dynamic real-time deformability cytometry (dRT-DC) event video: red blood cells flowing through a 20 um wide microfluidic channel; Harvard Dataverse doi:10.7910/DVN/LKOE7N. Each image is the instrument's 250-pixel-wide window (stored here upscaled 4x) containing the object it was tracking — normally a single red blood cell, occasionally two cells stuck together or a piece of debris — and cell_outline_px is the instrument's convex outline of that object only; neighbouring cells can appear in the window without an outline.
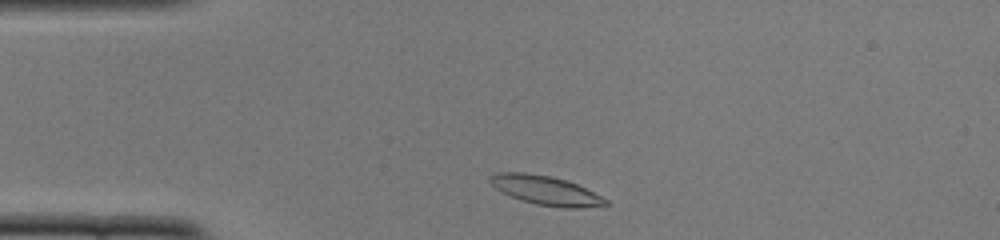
{"species": "common noctule bat (a hibernating species)", "species_latin": "Nyctalus noctula", "temperature_condition": "cold", "stored_images_in_passage": 42, "camera_frame_rate_fps": 3000, "um_per_image_px": 0.085, "animal": {"sex": "female", "body_mass_g": 22.0, "forearm_length_mm": 56.7}, "frame": {"image": 1, "passage_image": 2, "time_ms": 0.333, "image_size_px": [1000, 240], "cell_outline_px": [[612, 204], [580, 208], [564, 208], [536, 204], [520, 200], [496, 188], [488, 180], [488, 176], [496, 172], [524, 172], [552, 176], [568, 180], [608, 200]], "centroid_in_image_um": [46.38, 16.17], "position_along_channel_um": 38.6, "area_um2": 19.59}}
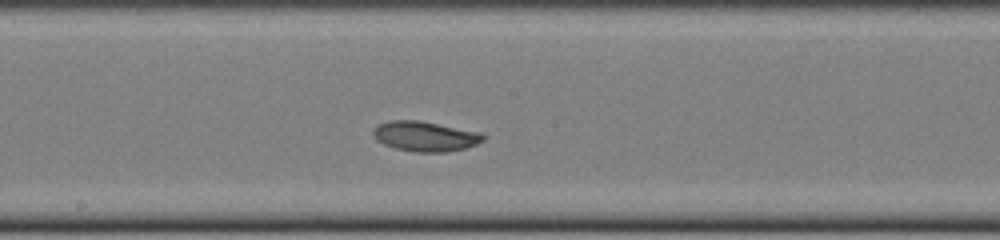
{"frame": {"image": 2, "passage_image": 18, "time_ms": 5.667, "image_size_px": [1000, 240], "cell_outline_px": [[484, 140], [476, 144], [464, 148], [448, 152], [412, 152], [396, 148], [384, 144], [376, 140], [372, 132], [372, 128], [380, 124], [392, 120], [420, 120], [480, 132], [484, 136]], "centroid_in_image_um": [36.12, 11.58], "position_along_channel_um": 212.1, "area_um2": 19.25}}
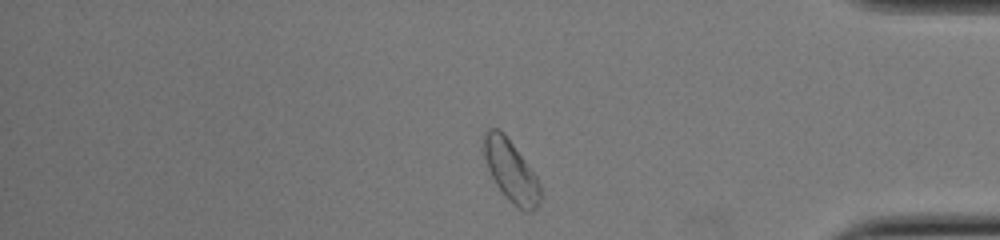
{"frame": {"image": 3, "passage_image": 34, "time_ms": 11.0, "image_size_px": [1000, 240], "cell_outline_px": [[540, 200], [536, 208], [532, 212], [524, 212], [508, 200], [504, 196], [496, 184], [488, 168], [484, 156], [484, 132], [488, 128], [496, 128], [504, 132], [536, 176], [540, 184]], "centroid_in_image_um": [43.43, 14.54], "position_along_channel_um": 391.8, "area_um2": 20.11}, "authors_computed_cell_mechanics": {"area_um2": 19.2763, "velocity_mm_per_s": 3.8028, "shape_relaxation_time_tau1_ms": 3.4747, "shape_relaxation_time_tau2_ms": 6.3366, "deformation_change_tau1": 0.1239, "deformation_change_tau2": 0.0895}}